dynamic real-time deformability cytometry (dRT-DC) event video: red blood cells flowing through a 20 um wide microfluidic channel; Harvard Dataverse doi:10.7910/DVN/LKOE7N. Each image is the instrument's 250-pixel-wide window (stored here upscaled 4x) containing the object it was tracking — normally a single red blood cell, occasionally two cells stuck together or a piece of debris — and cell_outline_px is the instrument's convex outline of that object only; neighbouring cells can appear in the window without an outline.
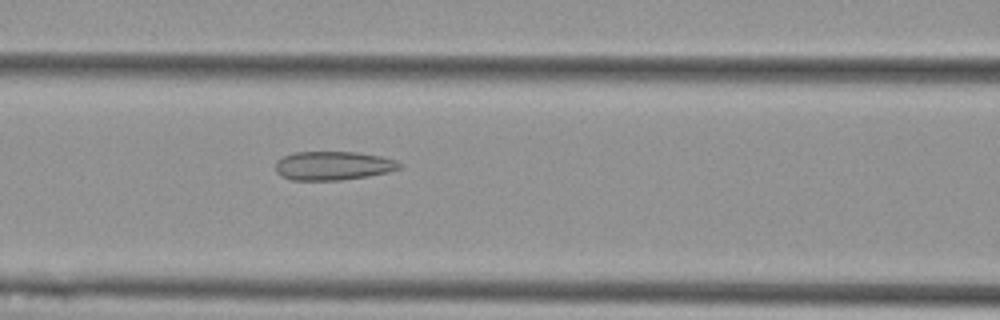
{"species": "Egyptian fruit bat (a non-hibernating species)", "species_latin": "Rousettus aegyptiacus", "temperature_condition": "cold", "stored_images_in_passage": 55, "camera_frame_rate_fps": 3000, "um_per_image_px": 0.085, "animal": {"sex": "female"}, "frame": {"image": 1, "passage_image": 24, "time_ms": 7.667, "image_size_px": [1000, 320], "cell_outline_px": [[404, 164], [400, 168], [388, 172], [368, 176], [340, 180], [292, 180], [280, 176], [276, 172], [276, 160], [284, 156], [296, 152], [356, 152], [380, 156], [396, 160]], "centroid_in_image_um": [28.32, 14.09], "position_along_channel_um": 138.3, "area_um2": 20.87}}
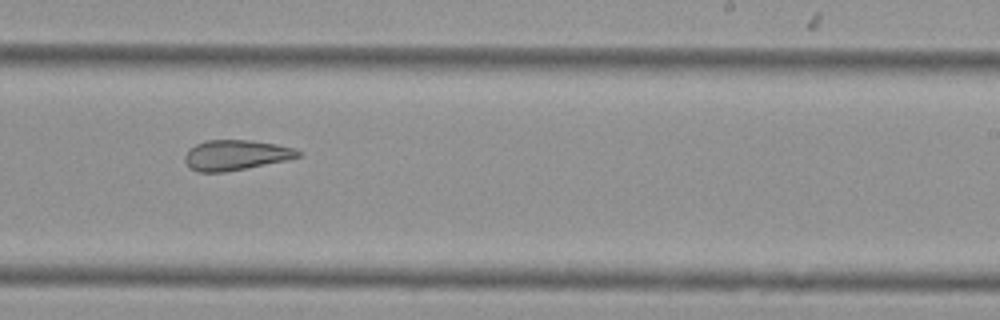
{"frame": {"image": 2, "passage_image": 35, "time_ms": 11.333, "image_size_px": [1000, 320], "cell_outline_px": [[304, 152], [300, 156], [288, 160], [224, 172], [196, 172], [184, 160], [184, 156], [188, 148], [204, 140], [252, 140], [276, 144], [296, 148]], "centroid_in_image_um": [20.07, 13.17], "position_along_channel_um": 268.9, "area_um2": 20.11}}
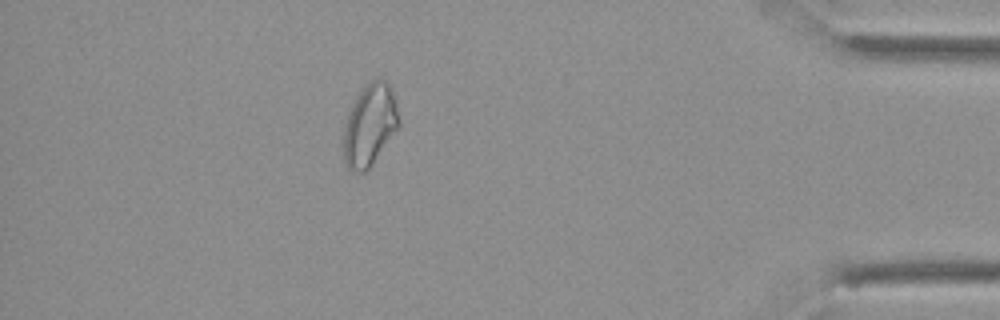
{"frame": {"image": 3, "passage_image": 50, "time_ms": 16.333, "image_size_px": [1000, 320], "cell_outline_px": [[400, 124], [368, 168], [364, 172], [352, 172], [348, 168], [344, 160], [344, 128], [352, 104], [356, 96], [364, 84], [368, 80], [376, 76], [380, 76], [392, 88], [396, 100], [400, 120]], "centroid_in_image_um": [31.44, 10.54], "position_along_channel_um": 403.8, "area_um2": 26.36}, "authors_computed_cell_mechanics": {"area_um2": 25.143, "velocity_mm_per_s": 3.5828, "shape_relaxation_time_tau1_ms": null, "shape_relaxation_time_tau2_ms": 2.9531, "deformation_change_tau1": null, "deformation_change_tau2": 0.114}}